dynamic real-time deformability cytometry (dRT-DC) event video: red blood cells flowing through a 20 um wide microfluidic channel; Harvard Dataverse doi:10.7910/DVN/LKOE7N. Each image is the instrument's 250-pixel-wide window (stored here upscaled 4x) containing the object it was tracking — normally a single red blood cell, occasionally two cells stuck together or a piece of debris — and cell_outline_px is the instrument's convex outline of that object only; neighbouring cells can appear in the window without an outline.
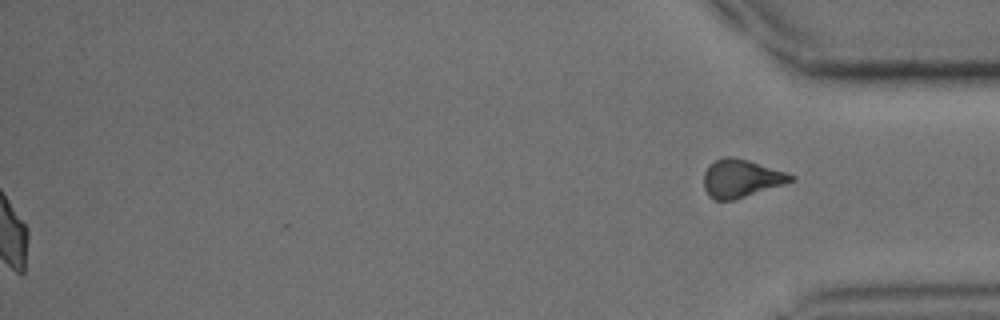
{"species": "common noctule bat (a hibernating species)", "species_latin": "Nyctalus noctula", "temperature_condition": "cold", "stored_images_in_passage": 31, "segment_of_instrument_passage": [2, 2], "camera_frame_rate_fps": 3000, "um_per_image_px": 0.085, "animal": {"sex": "male", "body_mass_g": 15.6}, "frame": {"image": 1, "passage_image": 31, "time_ms": 10.0, "image_size_px": [1000, 320], "cell_outline_px": [[796, 180], [736, 200], [712, 200], [708, 196], [704, 188], [704, 172], [708, 164], [724, 156], [732, 156], [748, 160], [796, 176]], "centroid_in_image_um": [62.96, 15.18], "position_along_channel_um": 372.2, "area_um2": 19.42}}